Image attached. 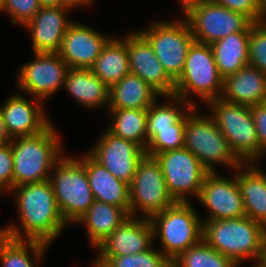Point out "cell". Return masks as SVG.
Returning <instances> with one entry per match:
<instances>
[{"label": "cell", "instance_id": "6da1fadb", "mask_svg": "<svg viewBox=\"0 0 266 267\" xmlns=\"http://www.w3.org/2000/svg\"><path fill=\"white\" fill-rule=\"evenodd\" d=\"M10 192L15 197L20 226L9 224L1 228V232L14 239L34 240L51 245L68 224L57 206L49 179L12 187Z\"/></svg>", "mask_w": 266, "mask_h": 267}, {"label": "cell", "instance_id": "7a4b0ae2", "mask_svg": "<svg viewBox=\"0 0 266 267\" xmlns=\"http://www.w3.org/2000/svg\"><path fill=\"white\" fill-rule=\"evenodd\" d=\"M202 239L238 265L252 258L258 263L264 252L266 228L243 216L233 219L203 221Z\"/></svg>", "mask_w": 266, "mask_h": 267}, {"label": "cell", "instance_id": "3957f363", "mask_svg": "<svg viewBox=\"0 0 266 267\" xmlns=\"http://www.w3.org/2000/svg\"><path fill=\"white\" fill-rule=\"evenodd\" d=\"M59 137L51 123L36 135L12 139L13 187L49 179L54 165L64 155Z\"/></svg>", "mask_w": 266, "mask_h": 267}, {"label": "cell", "instance_id": "277c9868", "mask_svg": "<svg viewBox=\"0 0 266 267\" xmlns=\"http://www.w3.org/2000/svg\"><path fill=\"white\" fill-rule=\"evenodd\" d=\"M197 110V107H192L186 113L183 147L197 157L210 173H218L214 166L217 164L228 166L234 171L242 162L231 151L213 117L203 116Z\"/></svg>", "mask_w": 266, "mask_h": 267}, {"label": "cell", "instance_id": "5b68a950", "mask_svg": "<svg viewBox=\"0 0 266 267\" xmlns=\"http://www.w3.org/2000/svg\"><path fill=\"white\" fill-rule=\"evenodd\" d=\"M190 202H176L150 220L154 239L160 238L161 252L172 262L202 240L203 221Z\"/></svg>", "mask_w": 266, "mask_h": 267}, {"label": "cell", "instance_id": "8992f818", "mask_svg": "<svg viewBox=\"0 0 266 267\" xmlns=\"http://www.w3.org/2000/svg\"><path fill=\"white\" fill-rule=\"evenodd\" d=\"M53 169L49 181L57 206L65 222L75 224L95 201L85 165L78 157L64 153Z\"/></svg>", "mask_w": 266, "mask_h": 267}, {"label": "cell", "instance_id": "52a82bcc", "mask_svg": "<svg viewBox=\"0 0 266 267\" xmlns=\"http://www.w3.org/2000/svg\"><path fill=\"white\" fill-rule=\"evenodd\" d=\"M222 88L223 77L218 71L211 46L194 41L188 50L184 69L175 81L174 95L197 107L191 99L192 94L208 103L220 98Z\"/></svg>", "mask_w": 266, "mask_h": 267}, {"label": "cell", "instance_id": "ba28073f", "mask_svg": "<svg viewBox=\"0 0 266 267\" xmlns=\"http://www.w3.org/2000/svg\"><path fill=\"white\" fill-rule=\"evenodd\" d=\"M211 116L227 139L231 151L242 163H257L261 147L251 115V107L221 98L209 101Z\"/></svg>", "mask_w": 266, "mask_h": 267}, {"label": "cell", "instance_id": "9c48e42d", "mask_svg": "<svg viewBox=\"0 0 266 267\" xmlns=\"http://www.w3.org/2000/svg\"><path fill=\"white\" fill-rule=\"evenodd\" d=\"M194 40L211 45L239 31H251L253 22L210 0H197L184 12Z\"/></svg>", "mask_w": 266, "mask_h": 267}, {"label": "cell", "instance_id": "30bf717a", "mask_svg": "<svg viewBox=\"0 0 266 267\" xmlns=\"http://www.w3.org/2000/svg\"><path fill=\"white\" fill-rule=\"evenodd\" d=\"M139 32L148 40L165 72L175 82L181 75L187 53L195 41L188 22L155 21Z\"/></svg>", "mask_w": 266, "mask_h": 267}, {"label": "cell", "instance_id": "8fae6325", "mask_svg": "<svg viewBox=\"0 0 266 267\" xmlns=\"http://www.w3.org/2000/svg\"><path fill=\"white\" fill-rule=\"evenodd\" d=\"M129 191L130 216L143 213L142 217L151 218L176 203L167 190L159 163L147 155L138 163Z\"/></svg>", "mask_w": 266, "mask_h": 267}, {"label": "cell", "instance_id": "7c38bea8", "mask_svg": "<svg viewBox=\"0 0 266 267\" xmlns=\"http://www.w3.org/2000/svg\"><path fill=\"white\" fill-rule=\"evenodd\" d=\"M153 157L159 163L167 190L176 202H191L190 195L199 196L210 172L188 149L183 147Z\"/></svg>", "mask_w": 266, "mask_h": 267}, {"label": "cell", "instance_id": "4fadbf2b", "mask_svg": "<svg viewBox=\"0 0 266 267\" xmlns=\"http://www.w3.org/2000/svg\"><path fill=\"white\" fill-rule=\"evenodd\" d=\"M32 61L24 63L17 72L18 89L39 100L54 96L64 86L70 67L58 53H34Z\"/></svg>", "mask_w": 266, "mask_h": 267}, {"label": "cell", "instance_id": "5bb4252c", "mask_svg": "<svg viewBox=\"0 0 266 267\" xmlns=\"http://www.w3.org/2000/svg\"><path fill=\"white\" fill-rule=\"evenodd\" d=\"M88 153L117 179L131 184L138 163L146 155L138 144L104 130Z\"/></svg>", "mask_w": 266, "mask_h": 267}, {"label": "cell", "instance_id": "9a60e30c", "mask_svg": "<svg viewBox=\"0 0 266 267\" xmlns=\"http://www.w3.org/2000/svg\"><path fill=\"white\" fill-rule=\"evenodd\" d=\"M234 174V178H226L214 172L205 177L197 197L209 212L205 221L246 216L235 171Z\"/></svg>", "mask_w": 266, "mask_h": 267}, {"label": "cell", "instance_id": "2e32d148", "mask_svg": "<svg viewBox=\"0 0 266 267\" xmlns=\"http://www.w3.org/2000/svg\"><path fill=\"white\" fill-rule=\"evenodd\" d=\"M125 35L130 73L139 76L161 96L174 95L175 82L165 72L148 40L139 30Z\"/></svg>", "mask_w": 266, "mask_h": 267}, {"label": "cell", "instance_id": "e0dca14e", "mask_svg": "<svg viewBox=\"0 0 266 267\" xmlns=\"http://www.w3.org/2000/svg\"><path fill=\"white\" fill-rule=\"evenodd\" d=\"M0 110L9 136L14 139L43 132L52 122L46 116L44 104L24 94H11ZM32 101V102H31Z\"/></svg>", "mask_w": 266, "mask_h": 267}, {"label": "cell", "instance_id": "ac0fdd59", "mask_svg": "<svg viewBox=\"0 0 266 267\" xmlns=\"http://www.w3.org/2000/svg\"><path fill=\"white\" fill-rule=\"evenodd\" d=\"M154 241L150 218L130 216L96 249L98 257L132 255L150 249Z\"/></svg>", "mask_w": 266, "mask_h": 267}, {"label": "cell", "instance_id": "d6986e66", "mask_svg": "<svg viewBox=\"0 0 266 267\" xmlns=\"http://www.w3.org/2000/svg\"><path fill=\"white\" fill-rule=\"evenodd\" d=\"M111 36L73 21L58 52L70 68H90Z\"/></svg>", "mask_w": 266, "mask_h": 267}, {"label": "cell", "instance_id": "ffe728a7", "mask_svg": "<svg viewBox=\"0 0 266 267\" xmlns=\"http://www.w3.org/2000/svg\"><path fill=\"white\" fill-rule=\"evenodd\" d=\"M71 9L65 6L41 7L36 15L24 26L31 33L34 53H58L68 26L67 13Z\"/></svg>", "mask_w": 266, "mask_h": 267}, {"label": "cell", "instance_id": "44dd1931", "mask_svg": "<svg viewBox=\"0 0 266 267\" xmlns=\"http://www.w3.org/2000/svg\"><path fill=\"white\" fill-rule=\"evenodd\" d=\"M220 98L249 107L266 103V74L249 64L244 66L223 78Z\"/></svg>", "mask_w": 266, "mask_h": 267}, {"label": "cell", "instance_id": "7402d4cb", "mask_svg": "<svg viewBox=\"0 0 266 267\" xmlns=\"http://www.w3.org/2000/svg\"><path fill=\"white\" fill-rule=\"evenodd\" d=\"M79 159L85 165L90 189L94 199L99 202L124 208L129 213V184L114 177L88 152L82 157H79Z\"/></svg>", "mask_w": 266, "mask_h": 267}, {"label": "cell", "instance_id": "603a6c76", "mask_svg": "<svg viewBox=\"0 0 266 267\" xmlns=\"http://www.w3.org/2000/svg\"><path fill=\"white\" fill-rule=\"evenodd\" d=\"M246 216L266 228V172L255 163H242L236 169Z\"/></svg>", "mask_w": 266, "mask_h": 267}, {"label": "cell", "instance_id": "cb8c5ba5", "mask_svg": "<svg viewBox=\"0 0 266 267\" xmlns=\"http://www.w3.org/2000/svg\"><path fill=\"white\" fill-rule=\"evenodd\" d=\"M63 87L83 107L97 109L109 106L110 88L89 68H70Z\"/></svg>", "mask_w": 266, "mask_h": 267}, {"label": "cell", "instance_id": "d4e9b609", "mask_svg": "<svg viewBox=\"0 0 266 267\" xmlns=\"http://www.w3.org/2000/svg\"><path fill=\"white\" fill-rule=\"evenodd\" d=\"M128 217L129 213L121 207L94 201L90 208L75 222L86 226L90 244L97 248Z\"/></svg>", "mask_w": 266, "mask_h": 267}, {"label": "cell", "instance_id": "484cf974", "mask_svg": "<svg viewBox=\"0 0 266 267\" xmlns=\"http://www.w3.org/2000/svg\"><path fill=\"white\" fill-rule=\"evenodd\" d=\"M158 97L148 83L129 73L110 87L108 109H147Z\"/></svg>", "mask_w": 266, "mask_h": 267}, {"label": "cell", "instance_id": "4316f807", "mask_svg": "<svg viewBox=\"0 0 266 267\" xmlns=\"http://www.w3.org/2000/svg\"><path fill=\"white\" fill-rule=\"evenodd\" d=\"M109 88L130 73L125 37L110 38L89 68Z\"/></svg>", "mask_w": 266, "mask_h": 267}, {"label": "cell", "instance_id": "83f0119b", "mask_svg": "<svg viewBox=\"0 0 266 267\" xmlns=\"http://www.w3.org/2000/svg\"><path fill=\"white\" fill-rule=\"evenodd\" d=\"M250 31H239L211 44L214 60L224 78L249 64Z\"/></svg>", "mask_w": 266, "mask_h": 267}, {"label": "cell", "instance_id": "f1b7e54d", "mask_svg": "<svg viewBox=\"0 0 266 267\" xmlns=\"http://www.w3.org/2000/svg\"><path fill=\"white\" fill-rule=\"evenodd\" d=\"M48 247L43 242L14 239L1 232L0 267H36L35 264L41 263Z\"/></svg>", "mask_w": 266, "mask_h": 267}, {"label": "cell", "instance_id": "f546056e", "mask_svg": "<svg viewBox=\"0 0 266 267\" xmlns=\"http://www.w3.org/2000/svg\"><path fill=\"white\" fill-rule=\"evenodd\" d=\"M112 121L107 130L113 135L147 148V109H108Z\"/></svg>", "mask_w": 266, "mask_h": 267}, {"label": "cell", "instance_id": "4dcf8cb0", "mask_svg": "<svg viewBox=\"0 0 266 267\" xmlns=\"http://www.w3.org/2000/svg\"><path fill=\"white\" fill-rule=\"evenodd\" d=\"M162 97L167 98L168 102L160 104L156 99L147 108V143L158 130L174 129V124L193 107L186 100L176 95ZM178 102L180 105L176 106Z\"/></svg>", "mask_w": 266, "mask_h": 267}, {"label": "cell", "instance_id": "1f68e13d", "mask_svg": "<svg viewBox=\"0 0 266 267\" xmlns=\"http://www.w3.org/2000/svg\"><path fill=\"white\" fill-rule=\"evenodd\" d=\"M172 267H238L233 259L210 247L203 239L171 262Z\"/></svg>", "mask_w": 266, "mask_h": 267}, {"label": "cell", "instance_id": "d6a6232c", "mask_svg": "<svg viewBox=\"0 0 266 267\" xmlns=\"http://www.w3.org/2000/svg\"><path fill=\"white\" fill-rule=\"evenodd\" d=\"M95 262L102 267H172L171 261L154 247L132 255L97 257Z\"/></svg>", "mask_w": 266, "mask_h": 267}, {"label": "cell", "instance_id": "836d02e7", "mask_svg": "<svg viewBox=\"0 0 266 267\" xmlns=\"http://www.w3.org/2000/svg\"><path fill=\"white\" fill-rule=\"evenodd\" d=\"M186 114L174 124V129L158 130L148 141L145 153L153 157L166 151L183 148Z\"/></svg>", "mask_w": 266, "mask_h": 267}, {"label": "cell", "instance_id": "e575fe53", "mask_svg": "<svg viewBox=\"0 0 266 267\" xmlns=\"http://www.w3.org/2000/svg\"><path fill=\"white\" fill-rule=\"evenodd\" d=\"M249 65L266 74V24L257 22L251 26L249 36Z\"/></svg>", "mask_w": 266, "mask_h": 267}, {"label": "cell", "instance_id": "d590c367", "mask_svg": "<svg viewBox=\"0 0 266 267\" xmlns=\"http://www.w3.org/2000/svg\"><path fill=\"white\" fill-rule=\"evenodd\" d=\"M39 0H3V12L13 25L25 26L40 10Z\"/></svg>", "mask_w": 266, "mask_h": 267}, {"label": "cell", "instance_id": "8d00e7d4", "mask_svg": "<svg viewBox=\"0 0 266 267\" xmlns=\"http://www.w3.org/2000/svg\"><path fill=\"white\" fill-rule=\"evenodd\" d=\"M13 187V153L11 142L0 144V194Z\"/></svg>", "mask_w": 266, "mask_h": 267}, {"label": "cell", "instance_id": "74e56055", "mask_svg": "<svg viewBox=\"0 0 266 267\" xmlns=\"http://www.w3.org/2000/svg\"><path fill=\"white\" fill-rule=\"evenodd\" d=\"M215 4L248 17L253 23L260 22V0H210Z\"/></svg>", "mask_w": 266, "mask_h": 267}, {"label": "cell", "instance_id": "f35d334b", "mask_svg": "<svg viewBox=\"0 0 266 267\" xmlns=\"http://www.w3.org/2000/svg\"><path fill=\"white\" fill-rule=\"evenodd\" d=\"M251 115L257 131L262 155L266 154V103L251 106Z\"/></svg>", "mask_w": 266, "mask_h": 267}, {"label": "cell", "instance_id": "ab89813d", "mask_svg": "<svg viewBox=\"0 0 266 267\" xmlns=\"http://www.w3.org/2000/svg\"><path fill=\"white\" fill-rule=\"evenodd\" d=\"M93 0H60V6H65L71 9H77L79 7L89 6Z\"/></svg>", "mask_w": 266, "mask_h": 267}, {"label": "cell", "instance_id": "60d3db41", "mask_svg": "<svg viewBox=\"0 0 266 267\" xmlns=\"http://www.w3.org/2000/svg\"><path fill=\"white\" fill-rule=\"evenodd\" d=\"M12 138L9 136L6 125L3 121V116L0 110V144L10 143Z\"/></svg>", "mask_w": 266, "mask_h": 267}, {"label": "cell", "instance_id": "b9f144b4", "mask_svg": "<svg viewBox=\"0 0 266 267\" xmlns=\"http://www.w3.org/2000/svg\"><path fill=\"white\" fill-rule=\"evenodd\" d=\"M260 22L266 24V0H260Z\"/></svg>", "mask_w": 266, "mask_h": 267}, {"label": "cell", "instance_id": "7bdbcfd3", "mask_svg": "<svg viewBox=\"0 0 266 267\" xmlns=\"http://www.w3.org/2000/svg\"><path fill=\"white\" fill-rule=\"evenodd\" d=\"M41 7L60 6V0H39Z\"/></svg>", "mask_w": 266, "mask_h": 267}, {"label": "cell", "instance_id": "ee69618b", "mask_svg": "<svg viewBox=\"0 0 266 267\" xmlns=\"http://www.w3.org/2000/svg\"><path fill=\"white\" fill-rule=\"evenodd\" d=\"M183 12L197 0H178Z\"/></svg>", "mask_w": 266, "mask_h": 267}, {"label": "cell", "instance_id": "f6af8a7d", "mask_svg": "<svg viewBox=\"0 0 266 267\" xmlns=\"http://www.w3.org/2000/svg\"><path fill=\"white\" fill-rule=\"evenodd\" d=\"M258 264H259L261 267H266V242H265V246H264V252H263V255H262V257L260 258Z\"/></svg>", "mask_w": 266, "mask_h": 267}, {"label": "cell", "instance_id": "bcb514c9", "mask_svg": "<svg viewBox=\"0 0 266 267\" xmlns=\"http://www.w3.org/2000/svg\"><path fill=\"white\" fill-rule=\"evenodd\" d=\"M0 12H3V0H0Z\"/></svg>", "mask_w": 266, "mask_h": 267}, {"label": "cell", "instance_id": "7dc6e473", "mask_svg": "<svg viewBox=\"0 0 266 267\" xmlns=\"http://www.w3.org/2000/svg\"><path fill=\"white\" fill-rule=\"evenodd\" d=\"M92 267H102L101 265H99L98 263H96L95 261L93 262V266Z\"/></svg>", "mask_w": 266, "mask_h": 267}, {"label": "cell", "instance_id": "c3c4849f", "mask_svg": "<svg viewBox=\"0 0 266 267\" xmlns=\"http://www.w3.org/2000/svg\"><path fill=\"white\" fill-rule=\"evenodd\" d=\"M252 267H261V266L258 263H256V264H253Z\"/></svg>", "mask_w": 266, "mask_h": 267}]
</instances>
